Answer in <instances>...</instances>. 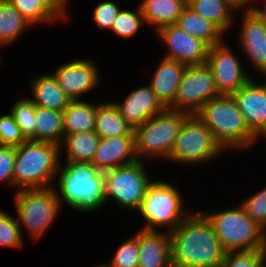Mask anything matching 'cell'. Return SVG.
Segmentation results:
<instances>
[{"mask_svg": "<svg viewBox=\"0 0 266 267\" xmlns=\"http://www.w3.org/2000/svg\"><path fill=\"white\" fill-rule=\"evenodd\" d=\"M189 35L204 41L209 47L221 43L225 36L213 23L193 12L186 6L176 24Z\"/></svg>", "mask_w": 266, "mask_h": 267, "instance_id": "4316f807", "label": "cell"}, {"mask_svg": "<svg viewBox=\"0 0 266 267\" xmlns=\"http://www.w3.org/2000/svg\"><path fill=\"white\" fill-rule=\"evenodd\" d=\"M136 8V11L120 9L111 29L116 36L124 39L131 38L146 25L140 6Z\"/></svg>", "mask_w": 266, "mask_h": 267, "instance_id": "f546056e", "label": "cell"}, {"mask_svg": "<svg viewBox=\"0 0 266 267\" xmlns=\"http://www.w3.org/2000/svg\"><path fill=\"white\" fill-rule=\"evenodd\" d=\"M139 6L146 25L150 24L157 32L162 27L176 24L187 0H141Z\"/></svg>", "mask_w": 266, "mask_h": 267, "instance_id": "7402d4cb", "label": "cell"}, {"mask_svg": "<svg viewBox=\"0 0 266 267\" xmlns=\"http://www.w3.org/2000/svg\"><path fill=\"white\" fill-rule=\"evenodd\" d=\"M95 267H108V266H107V265H105L104 263H103V264L101 263L100 265H99V264H97Z\"/></svg>", "mask_w": 266, "mask_h": 267, "instance_id": "f6af8a7d", "label": "cell"}, {"mask_svg": "<svg viewBox=\"0 0 266 267\" xmlns=\"http://www.w3.org/2000/svg\"><path fill=\"white\" fill-rule=\"evenodd\" d=\"M109 262H104L108 267H138L139 247L138 236L134 234L127 238L115 250Z\"/></svg>", "mask_w": 266, "mask_h": 267, "instance_id": "836d02e7", "label": "cell"}, {"mask_svg": "<svg viewBox=\"0 0 266 267\" xmlns=\"http://www.w3.org/2000/svg\"><path fill=\"white\" fill-rule=\"evenodd\" d=\"M232 5L238 12L243 10L246 11L250 4H253L256 0H225ZM252 2V3H251Z\"/></svg>", "mask_w": 266, "mask_h": 267, "instance_id": "b9f144b4", "label": "cell"}, {"mask_svg": "<svg viewBox=\"0 0 266 267\" xmlns=\"http://www.w3.org/2000/svg\"><path fill=\"white\" fill-rule=\"evenodd\" d=\"M94 132L100 138L134 135V128L121 116L110 100H104L97 107Z\"/></svg>", "mask_w": 266, "mask_h": 267, "instance_id": "cb8c5ba5", "label": "cell"}, {"mask_svg": "<svg viewBox=\"0 0 266 267\" xmlns=\"http://www.w3.org/2000/svg\"><path fill=\"white\" fill-rule=\"evenodd\" d=\"M100 103L72 100L62 112L64 135L94 131L96 111Z\"/></svg>", "mask_w": 266, "mask_h": 267, "instance_id": "d4e9b609", "label": "cell"}, {"mask_svg": "<svg viewBox=\"0 0 266 267\" xmlns=\"http://www.w3.org/2000/svg\"><path fill=\"white\" fill-rule=\"evenodd\" d=\"M15 147L0 145V183L13 187Z\"/></svg>", "mask_w": 266, "mask_h": 267, "instance_id": "f35d334b", "label": "cell"}, {"mask_svg": "<svg viewBox=\"0 0 266 267\" xmlns=\"http://www.w3.org/2000/svg\"><path fill=\"white\" fill-rule=\"evenodd\" d=\"M35 135L30 139L59 145L64 136L62 112L36 106Z\"/></svg>", "mask_w": 266, "mask_h": 267, "instance_id": "83f0119b", "label": "cell"}, {"mask_svg": "<svg viewBox=\"0 0 266 267\" xmlns=\"http://www.w3.org/2000/svg\"><path fill=\"white\" fill-rule=\"evenodd\" d=\"M96 61L76 59L69 61L53 71L59 86L72 100L82 99L84 94L98 88L101 77Z\"/></svg>", "mask_w": 266, "mask_h": 267, "instance_id": "4fadbf2b", "label": "cell"}, {"mask_svg": "<svg viewBox=\"0 0 266 267\" xmlns=\"http://www.w3.org/2000/svg\"><path fill=\"white\" fill-rule=\"evenodd\" d=\"M143 160L104 172V198L115 200L126 210L137 211L149 184L153 181Z\"/></svg>", "mask_w": 266, "mask_h": 267, "instance_id": "30bf717a", "label": "cell"}, {"mask_svg": "<svg viewBox=\"0 0 266 267\" xmlns=\"http://www.w3.org/2000/svg\"><path fill=\"white\" fill-rule=\"evenodd\" d=\"M138 267H172L170 251V233L139 229Z\"/></svg>", "mask_w": 266, "mask_h": 267, "instance_id": "d6986e66", "label": "cell"}, {"mask_svg": "<svg viewBox=\"0 0 266 267\" xmlns=\"http://www.w3.org/2000/svg\"><path fill=\"white\" fill-rule=\"evenodd\" d=\"M119 5L117 2L111 0H105L98 3L95 6V9L92 12L93 22L101 29H111L113 27L114 21L117 17L118 12L120 11Z\"/></svg>", "mask_w": 266, "mask_h": 267, "instance_id": "74e56055", "label": "cell"}, {"mask_svg": "<svg viewBox=\"0 0 266 267\" xmlns=\"http://www.w3.org/2000/svg\"><path fill=\"white\" fill-rule=\"evenodd\" d=\"M22 234L17 218L0 209V245L20 250L24 243Z\"/></svg>", "mask_w": 266, "mask_h": 267, "instance_id": "d6a6232c", "label": "cell"}, {"mask_svg": "<svg viewBox=\"0 0 266 267\" xmlns=\"http://www.w3.org/2000/svg\"><path fill=\"white\" fill-rule=\"evenodd\" d=\"M190 114L166 108L134 128L135 153L144 158L168 159L179 131Z\"/></svg>", "mask_w": 266, "mask_h": 267, "instance_id": "8992f818", "label": "cell"}, {"mask_svg": "<svg viewBox=\"0 0 266 267\" xmlns=\"http://www.w3.org/2000/svg\"><path fill=\"white\" fill-rule=\"evenodd\" d=\"M264 259L261 249L226 252L220 267H263Z\"/></svg>", "mask_w": 266, "mask_h": 267, "instance_id": "e575fe53", "label": "cell"}, {"mask_svg": "<svg viewBox=\"0 0 266 267\" xmlns=\"http://www.w3.org/2000/svg\"><path fill=\"white\" fill-rule=\"evenodd\" d=\"M223 151L210 129L196 114H192L185 119L167 161L204 164L216 159Z\"/></svg>", "mask_w": 266, "mask_h": 267, "instance_id": "9c48e42d", "label": "cell"}, {"mask_svg": "<svg viewBox=\"0 0 266 267\" xmlns=\"http://www.w3.org/2000/svg\"><path fill=\"white\" fill-rule=\"evenodd\" d=\"M10 114L15 119L24 137L30 140L35 135L36 130L34 123L36 105L29 98H22L12 105Z\"/></svg>", "mask_w": 266, "mask_h": 267, "instance_id": "4dcf8cb0", "label": "cell"}, {"mask_svg": "<svg viewBox=\"0 0 266 267\" xmlns=\"http://www.w3.org/2000/svg\"><path fill=\"white\" fill-rule=\"evenodd\" d=\"M262 137H263L264 140H266V134H264ZM265 152H266V151H265Z\"/></svg>", "mask_w": 266, "mask_h": 267, "instance_id": "7dc6e473", "label": "cell"}, {"mask_svg": "<svg viewBox=\"0 0 266 267\" xmlns=\"http://www.w3.org/2000/svg\"><path fill=\"white\" fill-rule=\"evenodd\" d=\"M30 89L32 97L29 99L38 107L63 112L72 101L50 72L34 77Z\"/></svg>", "mask_w": 266, "mask_h": 267, "instance_id": "44dd1931", "label": "cell"}, {"mask_svg": "<svg viewBox=\"0 0 266 267\" xmlns=\"http://www.w3.org/2000/svg\"><path fill=\"white\" fill-rule=\"evenodd\" d=\"M112 102L133 128L166 109L148 84L131 91L124 101Z\"/></svg>", "mask_w": 266, "mask_h": 267, "instance_id": "e0dca14e", "label": "cell"}, {"mask_svg": "<svg viewBox=\"0 0 266 267\" xmlns=\"http://www.w3.org/2000/svg\"><path fill=\"white\" fill-rule=\"evenodd\" d=\"M168 49L164 58L184 63L185 65H201L207 62L209 46L177 25H169L155 32Z\"/></svg>", "mask_w": 266, "mask_h": 267, "instance_id": "5bb4252c", "label": "cell"}, {"mask_svg": "<svg viewBox=\"0 0 266 267\" xmlns=\"http://www.w3.org/2000/svg\"><path fill=\"white\" fill-rule=\"evenodd\" d=\"M56 177L61 206L66 203L70 209L91 214L105 205L104 172L92 163H66L64 167L60 163Z\"/></svg>", "mask_w": 266, "mask_h": 267, "instance_id": "7a4b0ae2", "label": "cell"}, {"mask_svg": "<svg viewBox=\"0 0 266 267\" xmlns=\"http://www.w3.org/2000/svg\"><path fill=\"white\" fill-rule=\"evenodd\" d=\"M176 188L165 180H153L149 184L136 211L146 221L141 229L168 228L166 231L170 233L191 213L185 211L182 195Z\"/></svg>", "mask_w": 266, "mask_h": 267, "instance_id": "52a82bcc", "label": "cell"}, {"mask_svg": "<svg viewBox=\"0 0 266 267\" xmlns=\"http://www.w3.org/2000/svg\"><path fill=\"white\" fill-rule=\"evenodd\" d=\"M241 14L239 47L250 60L252 69L266 76V25L247 10L241 11Z\"/></svg>", "mask_w": 266, "mask_h": 267, "instance_id": "2e32d148", "label": "cell"}, {"mask_svg": "<svg viewBox=\"0 0 266 267\" xmlns=\"http://www.w3.org/2000/svg\"><path fill=\"white\" fill-rule=\"evenodd\" d=\"M99 140L100 137L94 131L64 135L59 144L60 161L65 151L66 163H92Z\"/></svg>", "mask_w": 266, "mask_h": 267, "instance_id": "603a6c76", "label": "cell"}, {"mask_svg": "<svg viewBox=\"0 0 266 267\" xmlns=\"http://www.w3.org/2000/svg\"><path fill=\"white\" fill-rule=\"evenodd\" d=\"M232 96L249 130L261 140L266 134V80L260 84L251 79Z\"/></svg>", "mask_w": 266, "mask_h": 267, "instance_id": "9a60e30c", "label": "cell"}, {"mask_svg": "<svg viewBox=\"0 0 266 267\" xmlns=\"http://www.w3.org/2000/svg\"><path fill=\"white\" fill-rule=\"evenodd\" d=\"M257 4H250L248 8V12L252 14L256 19L262 21L266 25V8H262L261 6H256ZM264 6L265 2H264Z\"/></svg>", "mask_w": 266, "mask_h": 267, "instance_id": "60d3db41", "label": "cell"}, {"mask_svg": "<svg viewBox=\"0 0 266 267\" xmlns=\"http://www.w3.org/2000/svg\"><path fill=\"white\" fill-rule=\"evenodd\" d=\"M240 205L253 221L266 228V187L243 200Z\"/></svg>", "mask_w": 266, "mask_h": 267, "instance_id": "d590c367", "label": "cell"}, {"mask_svg": "<svg viewBox=\"0 0 266 267\" xmlns=\"http://www.w3.org/2000/svg\"><path fill=\"white\" fill-rule=\"evenodd\" d=\"M2 45H3V46H6V45L1 41V39H0V47H1ZM0 64H1V59H0Z\"/></svg>", "mask_w": 266, "mask_h": 267, "instance_id": "bcb514c9", "label": "cell"}, {"mask_svg": "<svg viewBox=\"0 0 266 267\" xmlns=\"http://www.w3.org/2000/svg\"><path fill=\"white\" fill-rule=\"evenodd\" d=\"M172 267H220L226 251L201 212L191 213L170 232Z\"/></svg>", "mask_w": 266, "mask_h": 267, "instance_id": "6da1fadb", "label": "cell"}, {"mask_svg": "<svg viewBox=\"0 0 266 267\" xmlns=\"http://www.w3.org/2000/svg\"><path fill=\"white\" fill-rule=\"evenodd\" d=\"M261 251H262V256L264 259V264H266V228L264 229V232H263Z\"/></svg>", "mask_w": 266, "mask_h": 267, "instance_id": "7bdbcfd3", "label": "cell"}, {"mask_svg": "<svg viewBox=\"0 0 266 267\" xmlns=\"http://www.w3.org/2000/svg\"><path fill=\"white\" fill-rule=\"evenodd\" d=\"M218 95L220 94L210 67L206 63L188 65L183 72L174 102L168 109L196 114L206 102Z\"/></svg>", "mask_w": 266, "mask_h": 267, "instance_id": "8fae6325", "label": "cell"}, {"mask_svg": "<svg viewBox=\"0 0 266 267\" xmlns=\"http://www.w3.org/2000/svg\"><path fill=\"white\" fill-rule=\"evenodd\" d=\"M134 135L100 138L92 164L101 172L137 161Z\"/></svg>", "mask_w": 266, "mask_h": 267, "instance_id": "ac0fdd59", "label": "cell"}, {"mask_svg": "<svg viewBox=\"0 0 266 267\" xmlns=\"http://www.w3.org/2000/svg\"><path fill=\"white\" fill-rule=\"evenodd\" d=\"M70 0H61V2H62V5L64 6V8L66 9V10H68L67 8L69 7V5H68V2H69Z\"/></svg>", "mask_w": 266, "mask_h": 267, "instance_id": "ee69618b", "label": "cell"}, {"mask_svg": "<svg viewBox=\"0 0 266 267\" xmlns=\"http://www.w3.org/2000/svg\"><path fill=\"white\" fill-rule=\"evenodd\" d=\"M187 65L175 60L162 58L157 65L148 85L165 108H169Z\"/></svg>", "mask_w": 266, "mask_h": 267, "instance_id": "ffe728a7", "label": "cell"}, {"mask_svg": "<svg viewBox=\"0 0 266 267\" xmlns=\"http://www.w3.org/2000/svg\"><path fill=\"white\" fill-rule=\"evenodd\" d=\"M33 25L8 0H0V39L5 45L16 42Z\"/></svg>", "mask_w": 266, "mask_h": 267, "instance_id": "f1b7e54d", "label": "cell"}, {"mask_svg": "<svg viewBox=\"0 0 266 267\" xmlns=\"http://www.w3.org/2000/svg\"><path fill=\"white\" fill-rule=\"evenodd\" d=\"M196 115L226 152V149L246 151L259 141L249 130L232 95L220 94L211 98Z\"/></svg>", "mask_w": 266, "mask_h": 267, "instance_id": "3957f363", "label": "cell"}, {"mask_svg": "<svg viewBox=\"0 0 266 267\" xmlns=\"http://www.w3.org/2000/svg\"><path fill=\"white\" fill-rule=\"evenodd\" d=\"M229 44L221 43L209 48L206 64L210 67L219 94L232 95L252 77L243 68Z\"/></svg>", "mask_w": 266, "mask_h": 267, "instance_id": "7c38bea8", "label": "cell"}, {"mask_svg": "<svg viewBox=\"0 0 266 267\" xmlns=\"http://www.w3.org/2000/svg\"><path fill=\"white\" fill-rule=\"evenodd\" d=\"M14 199L21 232L24 228L35 241L54 224L61 211V203L53 185L50 188L18 190Z\"/></svg>", "mask_w": 266, "mask_h": 267, "instance_id": "ba28073f", "label": "cell"}, {"mask_svg": "<svg viewBox=\"0 0 266 267\" xmlns=\"http://www.w3.org/2000/svg\"><path fill=\"white\" fill-rule=\"evenodd\" d=\"M27 139L21 132L15 119L10 114L0 116V145L17 147L24 143Z\"/></svg>", "mask_w": 266, "mask_h": 267, "instance_id": "8d00e7d4", "label": "cell"}, {"mask_svg": "<svg viewBox=\"0 0 266 267\" xmlns=\"http://www.w3.org/2000/svg\"><path fill=\"white\" fill-rule=\"evenodd\" d=\"M187 6L193 12L213 23L223 34L231 29L234 15L236 12L238 13L225 0H187Z\"/></svg>", "mask_w": 266, "mask_h": 267, "instance_id": "484cf974", "label": "cell"}, {"mask_svg": "<svg viewBox=\"0 0 266 267\" xmlns=\"http://www.w3.org/2000/svg\"><path fill=\"white\" fill-rule=\"evenodd\" d=\"M212 211L201 212L212 224L226 252L261 249L264 228L253 221L240 204Z\"/></svg>", "mask_w": 266, "mask_h": 267, "instance_id": "5b68a950", "label": "cell"}, {"mask_svg": "<svg viewBox=\"0 0 266 267\" xmlns=\"http://www.w3.org/2000/svg\"><path fill=\"white\" fill-rule=\"evenodd\" d=\"M39 2L57 19H67L68 12L61 0H39Z\"/></svg>", "mask_w": 266, "mask_h": 267, "instance_id": "ab89813d", "label": "cell"}, {"mask_svg": "<svg viewBox=\"0 0 266 267\" xmlns=\"http://www.w3.org/2000/svg\"><path fill=\"white\" fill-rule=\"evenodd\" d=\"M33 26L42 23H55L58 20L39 2V0H8Z\"/></svg>", "mask_w": 266, "mask_h": 267, "instance_id": "1f68e13d", "label": "cell"}, {"mask_svg": "<svg viewBox=\"0 0 266 267\" xmlns=\"http://www.w3.org/2000/svg\"><path fill=\"white\" fill-rule=\"evenodd\" d=\"M60 163L59 145L26 140L15 147L13 188H50Z\"/></svg>", "mask_w": 266, "mask_h": 267, "instance_id": "277c9868", "label": "cell"}]
</instances>
